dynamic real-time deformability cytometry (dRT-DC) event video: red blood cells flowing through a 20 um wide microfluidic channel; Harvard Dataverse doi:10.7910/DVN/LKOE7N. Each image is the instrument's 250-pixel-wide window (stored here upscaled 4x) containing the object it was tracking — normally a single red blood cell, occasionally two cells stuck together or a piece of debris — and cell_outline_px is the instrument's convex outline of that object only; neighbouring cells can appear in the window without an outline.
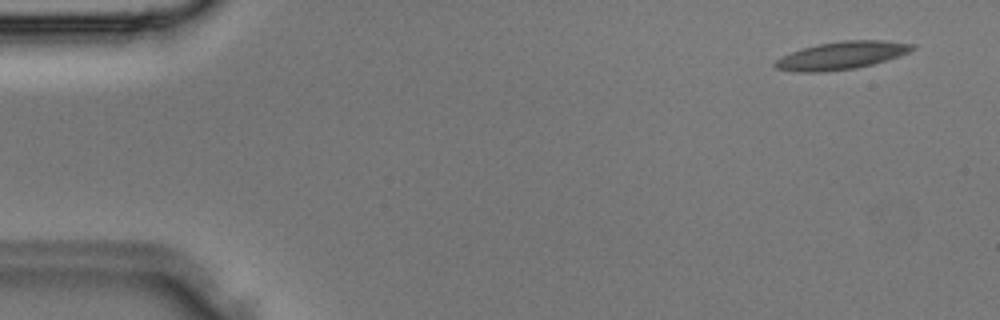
{"species": "Egyptian fruit bat (a non-hibernating species)", "species_latin": "Rousettus aegyptiacus", "temperature_condition": "room temperature", "stored_images_in_passage": 9, "camera_frame_rate_fps": 3000, "um_per_image_px": 0.085, "animal": {"sex": "male"}, "frame": {"image": 1, "passage_image": 1, "time_ms": 0.0, "image_size_px": [1000, 320], "cell_outline_px": [[916, 48], [908, 52], [872, 64], [856, 68], [824, 72], [792, 72], [776, 68], [772, 64], [776, 60], [792, 52], [816, 44], [840, 40], [884, 40], [916, 44]], "centroid_in_image_um": [71.52, 4.71], "position_along_channel_um": 13.5, "area_um2": 22.14}}